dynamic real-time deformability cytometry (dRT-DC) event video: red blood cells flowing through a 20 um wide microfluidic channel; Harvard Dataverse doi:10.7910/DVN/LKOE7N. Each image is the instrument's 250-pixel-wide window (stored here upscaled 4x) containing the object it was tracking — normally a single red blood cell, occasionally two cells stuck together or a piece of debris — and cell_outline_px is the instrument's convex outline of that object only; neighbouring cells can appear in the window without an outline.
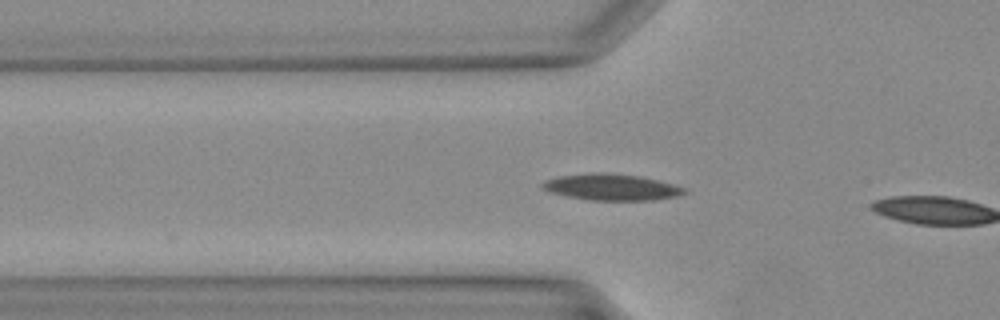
{"species": "Egyptian fruit bat (a non-hibernating species)", "species_latin": "Rousettus aegyptiacus", "temperature_condition": "warm", "stored_images_in_passage": 5, "camera_frame_rate_fps": 3000, "um_per_image_px": 0.085, "animal": {"sex": "female"}, "frame": {"image": 1, "passage_image": 5, "time_ms": 1.333, "image_size_px": [1000, 320], "cell_outline_px": [[688, 192], [676, 196], [652, 200], [588, 200], [548, 192], [540, 188], [540, 184], [544, 180], [560, 176], [604, 172], [636, 176], [656, 180], [688, 188]], "centroid_in_image_um": [51.94, 15.92], "position_along_channel_um": 73.9, "area_um2": 21.62}}